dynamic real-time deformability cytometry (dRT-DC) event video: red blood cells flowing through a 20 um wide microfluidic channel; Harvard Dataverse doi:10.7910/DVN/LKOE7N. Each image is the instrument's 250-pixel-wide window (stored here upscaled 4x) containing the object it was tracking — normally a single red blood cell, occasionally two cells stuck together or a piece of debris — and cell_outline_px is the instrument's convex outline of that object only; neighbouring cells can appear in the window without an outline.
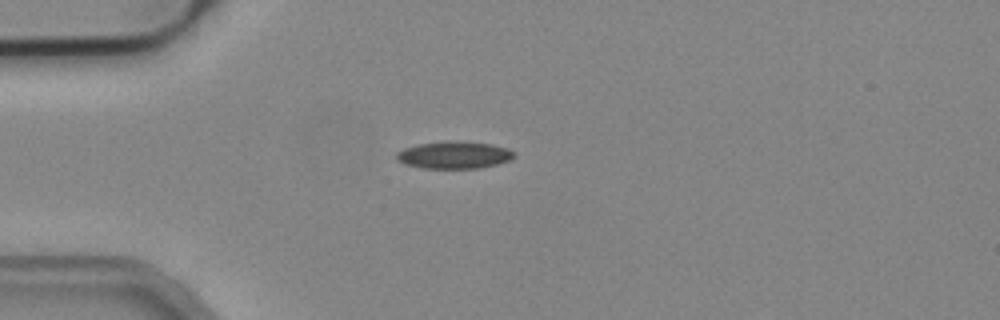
{"species": "common noctule bat (a hibernating species)", "species_latin": "Nyctalus noctula", "temperature_condition": "cold", "stored_images_in_passage": 36, "camera_frame_rate_fps": 3000, "um_per_image_px": 0.085, "animal": {"sex": "male", "body_mass_g": 19.2, "forearm_length_mm": 51.8}, "frame": {"image": 1, "passage_image": 1, "time_ms": 0.0, "image_size_px": [1000, 320], "cell_outline_px": [[516, 156], [508, 160], [496, 164], [476, 168], [424, 168], [404, 164], [396, 160], [396, 152], [404, 148], [420, 144], [448, 140], [492, 144], [508, 148], [516, 152]], "centroid_in_image_um": [38.59, 13.17], "position_along_channel_um": 46.4, "area_um2": 18.67}}
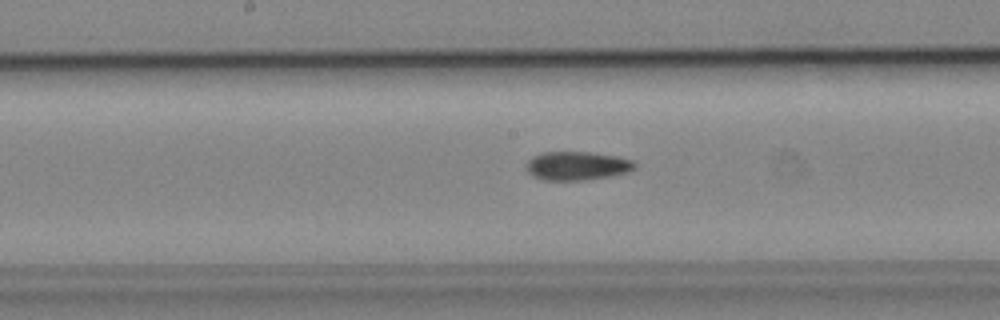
{"frame": {"image": 2, "passage_image": 14, "time_ms": 4.333, "image_size_px": [1000, 320], "cell_outline_px": [[636, 168], [628, 172], [612, 176], [584, 180], [540, 180], [532, 176], [524, 168], [528, 160], [532, 156], [544, 152], [592, 152], [620, 156], [632, 160], [636, 164]], "centroid_in_image_um": [49.05, 14.09], "position_along_channel_um": 199.2, "area_um2": 18.5}}
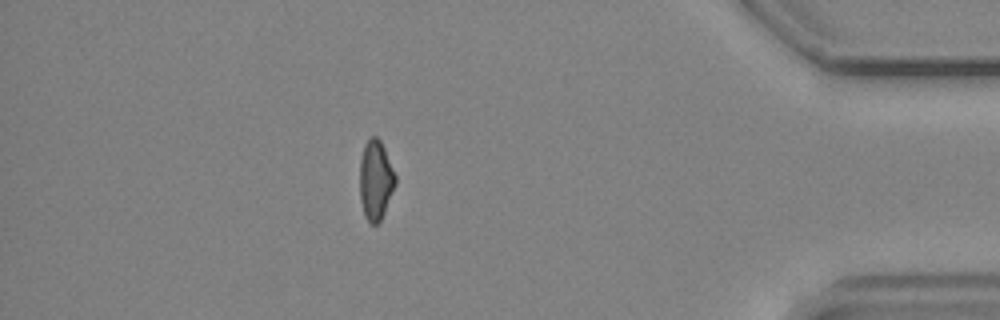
{"frame": {"image": 3, "passage_image": 33, "time_ms": 10.667, "image_size_px": [1000, 320], "cell_outline_px": [[396, 184], [384, 212], [380, 220], [376, 224], [372, 224], [364, 216], [360, 200], [360, 160], [364, 144], [372, 136], [376, 136], [380, 140], [384, 148], [396, 176]], "centroid_in_image_um": [31.92, 15.3], "position_along_channel_um": 403.3, "area_um2": 16.42}}